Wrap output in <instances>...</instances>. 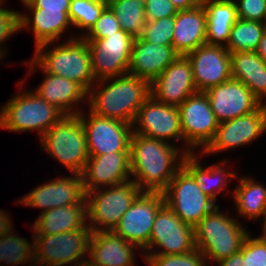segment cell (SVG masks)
Masks as SVG:
<instances>
[{"instance_id":"cell-1","label":"cell","mask_w":266,"mask_h":266,"mask_svg":"<svg viewBox=\"0 0 266 266\" xmlns=\"http://www.w3.org/2000/svg\"><path fill=\"white\" fill-rule=\"evenodd\" d=\"M187 154L162 140L140 134L130 139V171L142 192L163 193L176 172L183 166Z\"/></svg>"},{"instance_id":"cell-2","label":"cell","mask_w":266,"mask_h":266,"mask_svg":"<svg viewBox=\"0 0 266 266\" xmlns=\"http://www.w3.org/2000/svg\"><path fill=\"white\" fill-rule=\"evenodd\" d=\"M150 95L148 80L127 73L96 81L88 91L87 108L96 115L133 124Z\"/></svg>"},{"instance_id":"cell-3","label":"cell","mask_w":266,"mask_h":266,"mask_svg":"<svg viewBox=\"0 0 266 266\" xmlns=\"http://www.w3.org/2000/svg\"><path fill=\"white\" fill-rule=\"evenodd\" d=\"M26 80L17 82L19 91L1 106L0 129L14 133L35 131L40 139L64 114L32 88L29 90Z\"/></svg>"},{"instance_id":"cell-4","label":"cell","mask_w":266,"mask_h":266,"mask_svg":"<svg viewBox=\"0 0 266 266\" xmlns=\"http://www.w3.org/2000/svg\"><path fill=\"white\" fill-rule=\"evenodd\" d=\"M216 206L194 227L196 248L203 253L208 266L240 251L248 226L228 211ZM228 212V213H227Z\"/></svg>"},{"instance_id":"cell-5","label":"cell","mask_w":266,"mask_h":266,"mask_svg":"<svg viewBox=\"0 0 266 266\" xmlns=\"http://www.w3.org/2000/svg\"><path fill=\"white\" fill-rule=\"evenodd\" d=\"M62 42V43H61ZM48 42L34 48L32 58L48 73L79 84L87 93L96 82L89 46L82 37ZM55 45H54V44ZM51 47V48H50Z\"/></svg>"},{"instance_id":"cell-6","label":"cell","mask_w":266,"mask_h":266,"mask_svg":"<svg viewBox=\"0 0 266 266\" xmlns=\"http://www.w3.org/2000/svg\"><path fill=\"white\" fill-rule=\"evenodd\" d=\"M39 142L40 149L65 167L69 174L81 175L90 156L80 114L64 115Z\"/></svg>"},{"instance_id":"cell-7","label":"cell","mask_w":266,"mask_h":266,"mask_svg":"<svg viewBox=\"0 0 266 266\" xmlns=\"http://www.w3.org/2000/svg\"><path fill=\"white\" fill-rule=\"evenodd\" d=\"M141 192L138 185L129 180L85 193L87 225L91 231H113Z\"/></svg>"},{"instance_id":"cell-8","label":"cell","mask_w":266,"mask_h":266,"mask_svg":"<svg viewBox=\"0 0 266 266\" xmlns=\"http://www.w3.org/2000/svg\"><path fill=\"white\" fill-rule=\"evenodd\" d=\"M32 233L35 266H76L89 258V226L54 235Z\"/></svg>"},{"instance_id":"cell-9","label":"cell","mask_w":266,"mask_h":266,"mask_svg":"<svg viewBox=\"0 0 266 266\" xmlns=\"http://www.w3.org/2000/svg\"><path fill=\"white\" fill-rule=\"evenodd\" d=\"M178 110L183 151L186 154L202 152L212 141L219 125L207 95L204 92L190 95L178 106Z\"/></svg>"},{"instance_id":"cell-10","label":"cell","mask_w":266,"mask_h":266,"mask_svg":"<svg viewBox=\"0 0 266 266\" xmlns=\"http://www.w3.org/2000/svg\"><path fill=\"white\" fill-rule=\"evenodd\" d=\"M165 203L186 224L195 227L217 203L205 194L192 174L182 166L163 192Z\"/></svg>"},{"instance_id":"cell-11","label":"cell","mask_w":266,"mask_h":266,"mask_svg":"<svg viewBox=\"0 0 266 266\" xmlns=\"http://www.w3.org/2000/svg\"><path fill=\"white\" fill-rule=\"evenodd\" d=\"M195 248L194 228L184 223L165 203L156 215L143 255L186 254Z\"/></svg>"},{"instance_id":"cell-12","label":"cell","mask_w":266,"mask_h":266,"mask_svg":"<svg viewBox=\"0 0 266 266\" xmlns=\"http://www.w3.org/2000/svg\"><path fill=\"white\" fill-rule=\"evenodd\" d=\"M265 133L266 104H261L249 114L220 122L212 141L201 153L208 157L251 146Z\"/></svg>"},{"instance_id":"cell-13","label":"cell","mask_w":266,"mask_h":266,"mask_svg":"<svg viewBox=\"0 0 266 266\" xmlns=\"http://www.w3.org/2000/svg\"><path fill=\"white\" fill-rule=\"evenodd\" d=\"M134 39L123 29L103 39H84L89 46L96 81L128 73Z\"/></svg>"},{"instance_id":"cell-14","label":"cell","mask_w":266,"mask_h":266,"mask_svg":"<svg viewBox=\"0 0 266 266\" xmlns=\"http://www.w3.org/2000/svg\"><path fill=\"white\" fill-rule=\"evenodd\" d=\"M132 129V134L162 140L175 146L179 145V148L183 150V134L178 106L159 102L152 95L144 101L138 110ZM175 141H178L177 143L180 141V144H176Z\"/></svg>"},{"instance_id":"cell-15","label":"cell","mask_w":266,"mask_h":266,"mask_svg":"<svg viewBox=\"0 0 266 266\" xmlns=\"http://www.w3.org/2000/svg\"><path fill=\"white\" fill-rule=\"evenodd\" d=\"M89 155H103L112 152H130L132 124L102 117L83 109L80 113Z\"/></svg>"},{"instance_id":"cell-16","label":"cell","mask_w":266,"mask_h":266,"mask_svg":"<svg viewBox=\"0 0 266 266\" xmlns=\"http://www.w3.org/2000/svg\"><path fill=\"white\" fill-rule=\"evenodd\" d=\"M64 174L39 184L21 196L15 204L39 209L43 213L56 207L72 204H86L85 192L80 174Z\"/></svg>"},{"instance_id":"cell-17","label":"cell","mask_w":266,"mask_h":266,"mask_svg":"<svg viewBox=\"0 0 266 266\" xmlns=\"http://www.w3.org/2000/svg\"><path fill=\"white\" fill-rule=\"evenodd\" d=\"M164 204L163 193L141 192L113 232L143 251L149 244L156 215Z\"/></svg>"},{"instance_id":"cell-18","label":"cell","mask_w":266,"mask_h":266,"mask_svg":"<svg viewBox=\"0 0 266 266\" xmlns=\"http://www.w3.org/2000/svg\"><path fill=\"white\" fill-rule=\"evenodd\" d=\"M27 78L31 77L37 69L44 78L33 90L47 103L54 105L64 115L79 114L84 107H87L88 93L77 83L65 77L46 72L32 57L25 62ZM29 69V70H28ZM29 76V77H28ZM86 104V106L84 105ZM83 108H82V107Z\"/></svg>"},{"instance_id":"cell-19","label":"cell","mask_w":266,"mask_h":266,"mask_svg":"<svg viewBox=\"0 0 266 266\" xmlns=\"http://www.w3.org/2000/svg\"><path fill=\"white\" fill-rule=\"evenodd\" d=\"M186 56L192 64L198 92H205L232 78L231 54L225 46L204 44Z\"/></svg>"},{"instance_id":"cell-20","label":"cell","mask_w":266,"mask_h":266,"mask_svg":"<svg viewBox=\"0 0 266 266\" xmlns=\"http://www.w3.org/2000/svg\"><path fill=\"white\" fill-rule=\"evenodd\" d=\"M204 93L219 123L249 114L262 104L244 83L233 78Z\"/></svg>"},{"instance_id":"cell-21","label":"cell","mask_w":266,"mask_h":266,"mask_svg":"<svg viewBox=\"0 0 266 266\" xmlns=\"http://www.w3.org/2000/svg\"><path fill=\"white\" fill-rule=\"evenodd\" d=\"M151 95L159 102L179 106L190 95L197 93L192 64L187 56L179 55L150 83Z\"/></svg>"},{"instance_id":"cell-22","label":"cell","mask_w":266,"mask_h":266,"mask_svg":"<svg viewBox=\"0 0 266 266\" xmlns=\"http://www.w3.org/2000/svg\"><path fill=\"white\" fill-rule=\"evenodd\" d=\"M27 12H19L20 32L23 30L31 31L34 36V48L48 42H56L65 36L67 40L78 37L77 33H73V26L68 17V11H52L44 8H35L31 3L24 5ZM22 30V31H21Z\"/></svg>"},{"instance_id":"cell-23","label":"cell","mask_w":266,"mask_h":266,"mask_svg":"<svg viewBox=\"0 0 266 266\" xmlns=\"http://www.w3.org/2000/svg\"><path fill=\"white\" fill-rule=\"evenodd\" d=\"M89 156L81 173L85 193L131 180L130 152Z\"/></svg>"},{"instance_id":"cell-24","label":"cell","mask_w":266,"mask_h":266,"mask_svg":"<svg viewBox=\"0 0 266 266\" xmlns=\"http://www.w3.org/2000/svg\"><path fill=\"white\" fill-rule=\"evenodd\" d=\"M203 157L204 155L201 152H198V154L197 152L187 154L183 159V166L192 174L198 187L216 203L218 202V197L221 192L224 194V197L231 198L233 188L229 189V183L232 180H236V176L238 175L237 172H233L234 169L232 168L235 167L231 166V168L228 169L229 159H222L217 161L218 163H213L212 165H207L205 167L206 162L204 165L202 163Z\"/></svg>"},{"instance_id":"cell-25","label":"cell","mask_w":266,"mask_h":266,"mask_svg":"<svg viewBox=\"0 0 266 266\" xmlns=\"http://www.w3.org/2000/svg\"><path fill=\"white\" fill-rule=\"evenodd\" d=\"M137 253L144 260L135 244L113 231H96L90 235L88 259L96 266H135Z\"/></svg>"},{"instance_id":"cell-26","label":"cell","mask_w":266,"mask_h":266,"mask_svg":"<svg viewBox=\"0 0 266 266\" xmlns=\"http://www.w3.org/2000/svg\"><path fill=\"white\" fill-rule=\"evenodd\" d=\"M178 56L173 46L156 45L136 37L132 46L128 73L151 83Z\"/></svg>"},{"instance_id":"cell-27","label":"cell","mask_w":266,"mask_h":266,"mask_svg":"<svg viewBox=\"0 0 266 266\" xmlns=\"http://www.w3.org/2000/svg\"><path fill=\"white\" fill-rule=\"evenodd\" d=\"M207 17L203 4L188 10H178L172 46L182 56L206 44Z\"/></svg>"},{"instance_id":"cell-28","label":"cell","mask_w":266,"mask_h":266,"mask_svg":"<svg viewBox=\"0 0 266 266\" xmlns=\"http://www.w3.org/2000/svg\"><path fill=\"white\" fill-rule=\"evenodd\" d=\"M237 185L233 188L232 207L238 219L258 223L266 214V185L256 180V177L245 175L236 176Z\"/></svg>"},{"instance_id":"cell-29","label":"cell","mask_w":266,"mask_h":266,"mask_svg":"<svg viewBox=\"0 0 266 266\" xmlns=\"http://www.w3.org/2000/svg\"><path fill=\"white\" fill-rule=\"evenodd\" d=\"M29 229L34 235H54L86 228L87 204H72L39 213Z\"/></svg>"},{"instance_id":"cell-30","label":"cell","mask_w":266,"mask_h":266,"mask_svg":"<svg viewBox=\"0 0 266 266\" xmlns=\"http://www.w3.org/2000/svg\"><path fill=\"white\" fill-rule=\"evenodd\" d=\"M231 75L266 104V62L255 51L231 53Z\"/></svg>"},{"instance_id":"cell-31","label":"cell","mask_w":266,"mask_h":266,"mask_svg":"<svg viewBox=\"0 0 266 266\" xmlns=\"http://www.w3.org/2000/svg\"><path fill=\"white\" fill-rule=\"evenodd\" d=\"M207 17L206 44L227 46L231 28L237 21L233 0H203Z\"/></svg>"},{"instance_id":"cell-32","label":"cell","mask_w":266,"mask_h":266,"mask_svg":"<svg viewBox=\"0 0 266 266\" xmlns=\"http://www.w3.org/2000/svg\"><path fill=\"white\" fill-rule=\"evenodd\" d=\"M15 228L0 236V264L2 266H35L34 241L17 235ZM5 264V265H4Z\"/></svg>"},{"instance_id":"cell-33","label":"cell","mask_w":266,"mask_h":266,"mask_svg":"<svg viewBox=\"0 0 266 266\" xmlns=\"http://www.w3.org/2000/svg\"><path fill=\"white\" fill-rule=\"evenodd\" d=\"M144 0H107V6L116 15L121 29L134 38L139 37L146 26Z\"/></svg>"},{"instance_id":"cell-34","label":"cell","mask_w":266,"mask_h":266,"mask_svg":"<svg viewBox=\"0 0 266 266\" xmlns=\"http://www.w3.org/2000/svg\"><path fill=\"white\" fill-rule=\"evenodd\" d=\"M266 30V23L237 19L231 28L230 39L227 43L229 53L256 51Z\"/></svg>"},{"instance_id":"cell-35","label":"cell","mask_w":266,"mask_h":266,"mask_svg":"<svg viewBox=\"0 0 266 266\" xmlns=\"http://www.w3.org/2000/svg\"><path fill=\"white\" fill-rule=\"evenodd\" d=\"M107 0H71L68 17L75 28L80 29L78 37H83L96 23Z\"/></svg>"},{"instance_id":"cell-36","label":"cell","mask_w":266,"mask_h":266,"mask_svg":"<svg viewBox=\"0 0 266 266\" xmlns=\"http://www.w3.org/2000/svg\"><path fill=\"white\" fill-rule=\"evenodd\" d=\"M174 27L175 16L147 21L139 37L152 44L172 46Z\"/></svg>"},{"instance_id":"cell-37","label":"cell","mask_w":266,"mask_h":266,"mask_svg":"<svg viewBox=\"0 0 266 266\" xmlns=\"http://www.w3.org/2000/svg\"><path fill=\"white\" fill-rule=\"evenodd\" d=\"M143 259L148 266H208L197 248L186 254L143 255Z\"/></svg>"},{"instance_id":"cell-38","label":"cell","mask_w":266,"mask_h":266,"mask_svg":"<svg viewBox=\"0 0 266 266\" xmlns=\"http://www.w3.org/2000/svg\"><path fill=\"white\" fill-rule=\"evenodd\" d=\"M6 2L8 1L0 3V61H3L7 57L8 49L6 48L5 42H8L11 37L20 32V10L9 9L8 6L7 9Z\"/></svg>"},{"instance_id":"cell-39","label":"cell","mask_w":266,"mask_h":266,"mask_svg":"<svg viewBox=\"0 0 266 266\" xmlns=\"http://www.w3.org/2000/svg\"><path fill=\"white\" fill-rule=\"evenodd\" d=\"M253 236L250 231L240 249L245 266H266V241L259 235Z\"/></svg>"},{"instance_id":"cell-40","label":"cell","mask_w":266,"mask_h":266,"mask_svg":"<svg viewBox=\"0 0 266 266\" xmlns=\"http://www.w3.org/2000/svg\"><path fill=\"white\" fill-rule=\"evenodd\" d=\"M121 30L116 15L107 6L92 28L82 37L83 39H103Z\"/></svg>"},{"instance_id":"cell-41","label":"cell","mask_w":266,"mask_h":266,"mask_svg":"<svg viewBox=\"0 0 266 266\" xmlns=\"http://www.w3.org/2000/svg\"><path fill=\"white\" fill-rule=\"evenodd\" d=\"M239 19L266 22V0H233Z\"/></svg>"},{"instance_id":"cell-42","label":"cell","mask_w":266,"mask_h":266,"mask_svg":"<svg viewBox=\"0 0 266 266\" xmlns=\"http://www.w3.org/2000/svg\"><path fill=\"white\" fill-rule=\"evenodd\" d=\"M143 2L146 21L175 16L178 12L170 0H144Z\"/></svg>"},{"instance_id":"cell-43","label":"cell","mask_w":266,"mask_h":266,"mask_svg":"<svg viewBox=\"0 0 266 266\" xmlns=\"http://www.w3.org/2000/svg\"><path fill=\"white\" fill-rule=\"evenodd\" d=\"M35 8H44L52 11H69L71 0H32Z\"/></svg>"},{"instance_id":"cell-44","label":"cell","mask_w":266,"mask_h":266,"mask_svg":"<svg viewBox=\"0 0 266 266\" xmlns=\"http://www.w3.org/2000/svg\"><path fill=\"white\" fill-rule=\"evenodd\" d=\"M11 214L7 212V210H3L0 208V236L10 232L13 228V219L10 217Z\"/></svg>"},{"instance_id":"cell-45","label":"cell","mask_w":266,"mask_h":266,"mask_svg":"<svg viewBox=\"0 0 266 266\" xmlns=\"http://www.w3.org/2000/svg\"><path fill=\"white\" fill-rule=\"evenodd\" d=\"M213 266H245L243 254L239 251L228 258L220 260Z\"/></svg>"},{"instance_id":"cell-46","label":"cell","mask_w":266,"mask_h":266,"mask_svg":"<svg viewBox=\"0 0 266 266\" xmlns=\"http://www.w3.org/2000/svg\"><path fill=\"white\" fill-rule=\"evenodd\" d=\"M178 10H188L202 4L203 0H170Z\"/></svg>"},{"instance_id":"cell-47","label":"cell","mask_w":266,"mask_h":266,"mask_svg":"<svg viewBox=\"0 0 266 266\" xmlns=\"http://www.w3.org/2000/svg\"><path fill=\"white\" fill-rule=\"evenodd\" d=\"M255 52L266 62V30Z\"/></svg>"},{"instance_id":"cell-48","label":"cell","mask_w":266,"mask_h":266,"mask_svg":"<svg viewBox=\"0 0 266 266\" xmlns=\"http://www.w3.org/2000/svg\"><path fill=\"white\" fill-rule=\"evenodd\" d=\"M263 222V223H262ZM262 225L261 234L259 236L266 241V214L261 222H259Z\"/></svg>"},{"instance_id":"cell-49","label":"cell","mask_w":266,"mask_h":266,"mask_svg":"<svg viewBox=\"0 0 266 266\" xmlns=\"http://www.w3.org/2000/svg\"><path fill=\"white\" fill-rule=\"evenodd\" d=\"M76 266H96L89 259L78 263Z\"/></svg>"},{"instance_id":"cell-50","label":"cell","mask_w":266,"mask_h":266,"mask_svg":"<svg viewBox=\"0 0 266 266\" xmlns=\"http://www.w3.org/2000/svg\"><path fill=\"white\" fill-rule=\"evenodd\" d=\"M20 1H21V3L24 6V5L28 4V3H30L32 0H20Z\"/></svg>"}]
</instances>
